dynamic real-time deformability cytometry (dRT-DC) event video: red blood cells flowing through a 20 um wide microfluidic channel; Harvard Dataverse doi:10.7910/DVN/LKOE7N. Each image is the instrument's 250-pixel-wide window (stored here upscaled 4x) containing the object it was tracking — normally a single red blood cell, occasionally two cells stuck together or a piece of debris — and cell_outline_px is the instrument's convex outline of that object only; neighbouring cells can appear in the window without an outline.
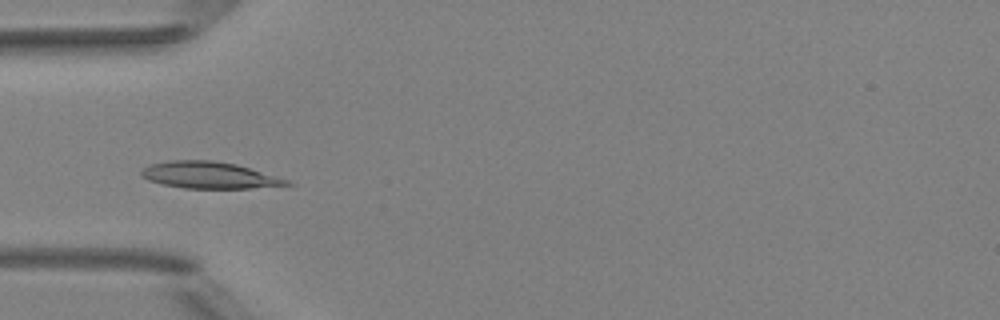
{"species": "Egyptian fruit bat (a non-hibernating species)", "species_latin": "Rousettus aegyptiacus", "temperature_condition": "room temperature", "stored_images_in_passage": 7, "camera_frame_rate_fps": 3000, "um_per_image_px": 0.085, "animal": {"sex": "female"}, "frame": {"image": 1, "passage_image": 5, "time_ms": 4.667, "image_size_px": [1000, 320], "cell_outline_px": [[296, 184], [252, 188], [184, 188], [164, 184], [148, 180], [140, 176], [140, 172], [148, 164], [168, 160], [212, 160], [236, 164], [288, 180]], "centroid_in_image_um": [17.74, 14.88], "position_along_channel_um": 67.3, "area_um2": 22.48}}
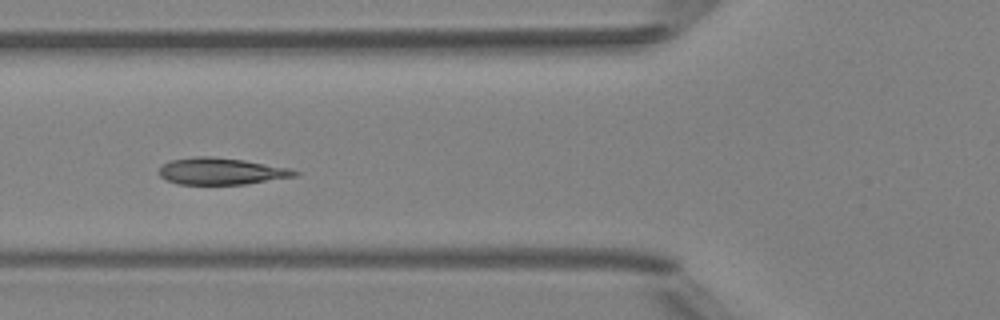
{"frame": {"image": 2, "passage_image": 6, "time_ms": 5.667, "image_size_px": [1000, 320], "cell_outline_px": [[300, 172], [296, 176], [244, 184], [180, 184], [168, 180], [160, 176], [160, 168], [164, 164], [172, 160], [196, 156], [212, 156], [244, 160], [288, 168]], "centroid_in_image_um": [18.81, 14.55], "position_along_channel_um": 107.0, "area_um2": 20.81}}
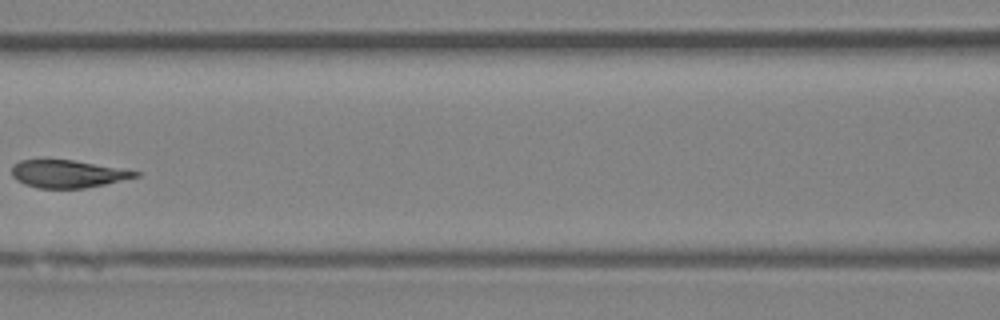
{"frame": {"image": 3, "passage_image": 7, "time_ms": 7.0, "image_size_px": [1000, 320], "cell_outline_px": [[140, 176], [104, 184], [84, 188], [36, 188], [24, 184], [16, 180], [12, 176], [12, 164], [20, 160], [72, 160], [140, 172]], "centroid_in_image_um": [5.69, 14.78], "position_along_channel_um": 160.9, "area_um2": 19.65}}